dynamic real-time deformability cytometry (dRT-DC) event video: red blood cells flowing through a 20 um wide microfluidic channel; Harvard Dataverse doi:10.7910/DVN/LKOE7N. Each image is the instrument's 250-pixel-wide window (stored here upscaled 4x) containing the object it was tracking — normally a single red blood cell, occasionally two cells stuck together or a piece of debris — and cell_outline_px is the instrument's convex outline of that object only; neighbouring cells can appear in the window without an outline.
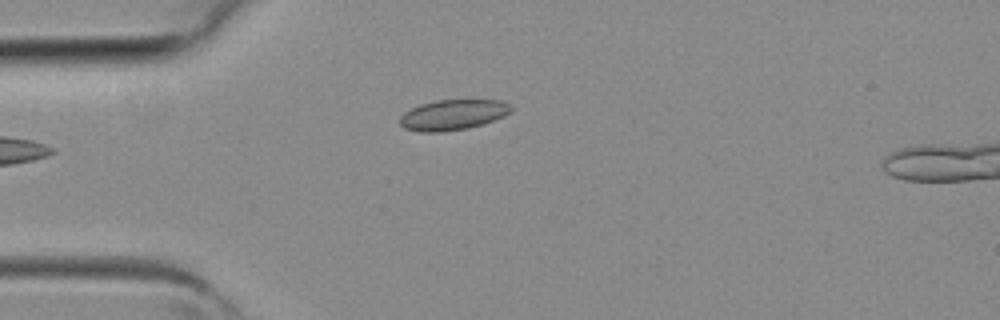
{"species": "common noctule bat (a hibernating species)", "species_latin": "Nyctalus noctula", "temperature_condition": "room temperature", "stored_images_in_passage": 2, "camera_frame_rate_fps": 3000, "um_per_image_px": 0.085, "animal": {"sex": "female", "body_mass_g": 19.3, "forearm_length_mm": 54.1}, "frame": {"image": 1, "passage_image": 2, "time_ms": 0.333, "image_size_px": [1000, 320], "cell_outline_px": [[512, 112], [504, 116], [468, 128], [440, 132], [420, 132], [404, 128], [400, 124], [400, 116], [404, 112], [420, 104], [436, 100], [500, 100], [512, 104]], "centroid_in_image_um": [38.5, 9.75], "position_along_channel_um": 46.5, "area_um2": 19.71}}